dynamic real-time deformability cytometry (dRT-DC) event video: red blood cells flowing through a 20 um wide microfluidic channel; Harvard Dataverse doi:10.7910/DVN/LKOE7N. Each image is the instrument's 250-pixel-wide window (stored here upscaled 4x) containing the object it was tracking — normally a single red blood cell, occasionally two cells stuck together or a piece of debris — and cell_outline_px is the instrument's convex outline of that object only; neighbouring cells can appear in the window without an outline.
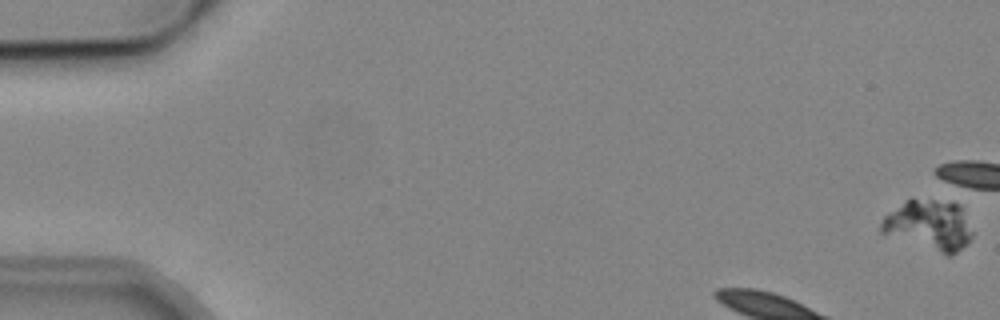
{"species": "common noctule bat (a hibernating species)", "species_latin": "Nyctalus noctula", "temperature_condition": "cold", "stored_images_in_passage": 4, "camera_frame_rate_fps": 3000, "um_per_image_px": 0.085, "animal": {"sex": "male", "body_mass_g": 19.2, "forearm_length_mm": 51.8}, "frame": {"image": 1, "passage_image": 1, "time_ms": 0.0, "image_size_px": [1000, 320], "cell_outline_px": [[972, 236], [952, 256], [948, 256], [880, 232], [880, 224], [884, 216], [904, 200], [932, 200], [960, 204], [972, 232]], "centroid_in_image_um": [78.94, 19.14], "position_along_channel_um": 6.1, "area_um2": 26.18}}